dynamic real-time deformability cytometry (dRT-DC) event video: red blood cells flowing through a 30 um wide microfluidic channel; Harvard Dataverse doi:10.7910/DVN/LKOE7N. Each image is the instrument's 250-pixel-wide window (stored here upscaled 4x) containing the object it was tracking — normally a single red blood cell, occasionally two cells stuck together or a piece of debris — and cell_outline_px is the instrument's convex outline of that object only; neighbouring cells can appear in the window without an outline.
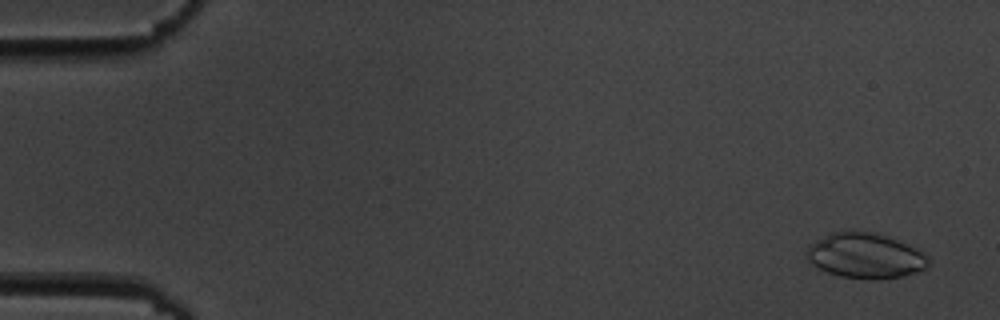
{"species": "common noctule bat (a hibernating species)", "species_latin": "Nyctalus noctula", "temperature_condition": "cold", "stored_images_in_passage": 15, "camera_frame_rate_fps": 3000, "um_per_image_px": 0.085, "animal": {"sex": "male", "body_mass_g": 19.5, "forearm_length_mm": 54.6}, "frame": {"image": 1, "passage_image": 1, "time_ms": 0.0, "image_size_px": [1000, 320], "cell_outline_px": [[928, 264], [924, 268], [916, 272], [900, 276], [840, 276], [816, 268], [808, 260], [808, 244], [832, 232], [876, 232], [888, 236], [916, 248], [928, 256]], "centroid_in_image_um": [73.53, 21.69], "position_along_channel_um": 11.5, "area_um2": 30.92}}
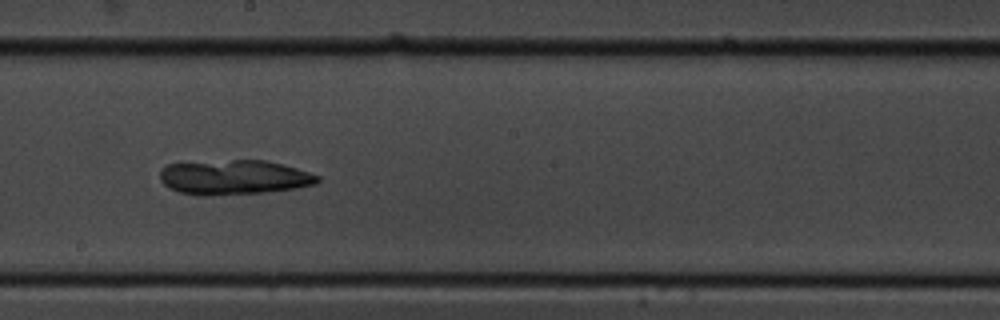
{"frame": {"image": 2, "passage_image": 9, "time_ms": 10.0, "image_size_px": [1000, 320], "cell_outline_px": [[320, 180], [316, 184], [296, 188], [264, 192], [208, 196], [200, 196], [180, 192], [164, 184], [160, 180], [160, 168], [168, 164], [232, 160], [268, 160], [284, 164], [320, 176]], "centroid_in_image_um": [19.91, 15.07], "position_along_channel_um": 228.3, "area_um2": 31.85}}
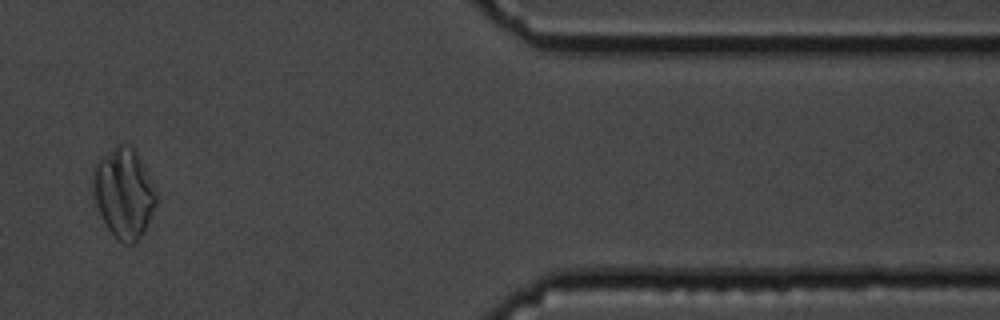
{"frame": {"image": 3, "passage_image": 14, "time_ms": 16.0, "image_size_px": [1000, 320], "cell_outline_px": [[156, 204], [140, 236], [132, 244], [128, 244], [120, 240], [108, 228], [92, 196], [92, 164], [116, 144], [132, 144], [144, 164], [152, 180], [156, 192]], "centroid_in_image_um": [10.49, 16.31], "position_along_channel_um": 400.9, "area_um2": 33.12}}